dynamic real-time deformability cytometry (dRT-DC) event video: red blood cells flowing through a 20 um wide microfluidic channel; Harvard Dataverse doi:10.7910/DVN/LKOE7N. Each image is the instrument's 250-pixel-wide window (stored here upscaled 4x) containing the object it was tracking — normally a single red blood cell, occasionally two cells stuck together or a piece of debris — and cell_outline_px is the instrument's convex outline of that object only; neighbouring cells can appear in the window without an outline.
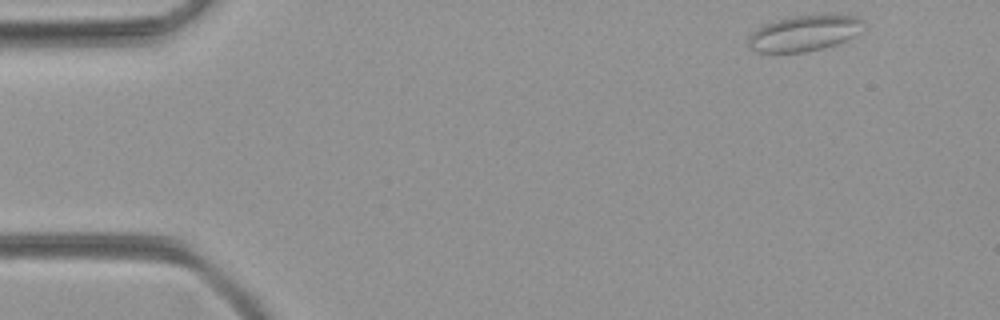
{"species": "common noctule bat (a hibernating species)", "species_latin": "Nyctalus noctula", "temperature_condition": "room temperature", "stored_images_in_passage": 5, "camera_frame_rate_fps": 3000, "um_per_image_px": 0.085, "animal": {"sex": "female", "body_mass_g": 21.9}, "frame": {"image": 1, "passage_image": 1, "time_ms": 0.0, "image_size_px": [1000, 320], "cell_outline_px": [[864, 32], [836, 44], [824, 48], [804, 52], [756, 52], [748, 48], [748, 36], [752, 32], [764, 24], [776, 20], [796, 16], [836, 12], [856, 16], [864, 20]], "centroid_in_image_um": [68.44, 2.79], "position_along_channel_um": 16.6, "area_um2": 24.8}}